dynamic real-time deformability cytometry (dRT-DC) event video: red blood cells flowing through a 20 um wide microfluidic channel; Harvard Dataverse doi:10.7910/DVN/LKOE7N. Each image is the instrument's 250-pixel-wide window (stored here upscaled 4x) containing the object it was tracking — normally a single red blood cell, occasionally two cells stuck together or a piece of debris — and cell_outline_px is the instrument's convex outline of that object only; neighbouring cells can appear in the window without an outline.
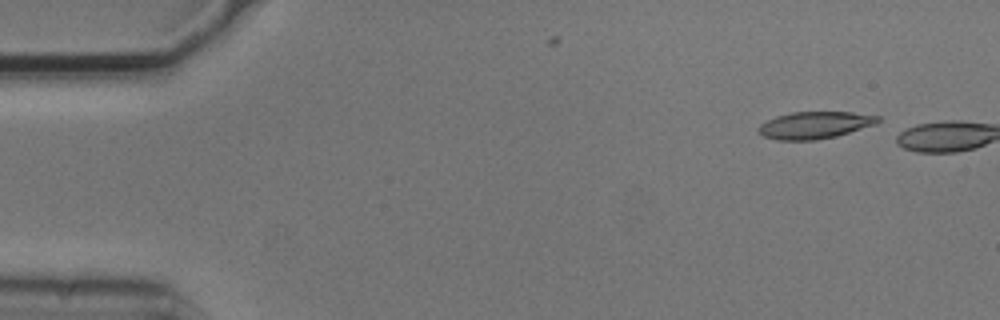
{"species": "common noctule bat (a hibernating species)", "species_latin": "Nyctalus noctula", "temperature_condition": "cold", "stored_images_in_passage": 5, "camera_frame_rate_fps": 3000, "um_per_image_px": 0.085, "animal": {"sex": "male", "body_mass_g": 20.5, "forearm_length_mm": 52.5}, "frame": {"image": 1, "passage_image": 1, "time_ms": 0.0, "image_size_px": [1000, 320], "cell_outline_px": [[880, 120], [876, 124], [836, 136], [816, 140], [776, 140], [764, 136], [756, 128], [760, 124], [776, 116], [792, 112], [852, 112], [880, 116]], "centroid_in_image_um": [69.25, 10.63], "position_along_channel_um": 15.7, "area_um2": 18.79}}